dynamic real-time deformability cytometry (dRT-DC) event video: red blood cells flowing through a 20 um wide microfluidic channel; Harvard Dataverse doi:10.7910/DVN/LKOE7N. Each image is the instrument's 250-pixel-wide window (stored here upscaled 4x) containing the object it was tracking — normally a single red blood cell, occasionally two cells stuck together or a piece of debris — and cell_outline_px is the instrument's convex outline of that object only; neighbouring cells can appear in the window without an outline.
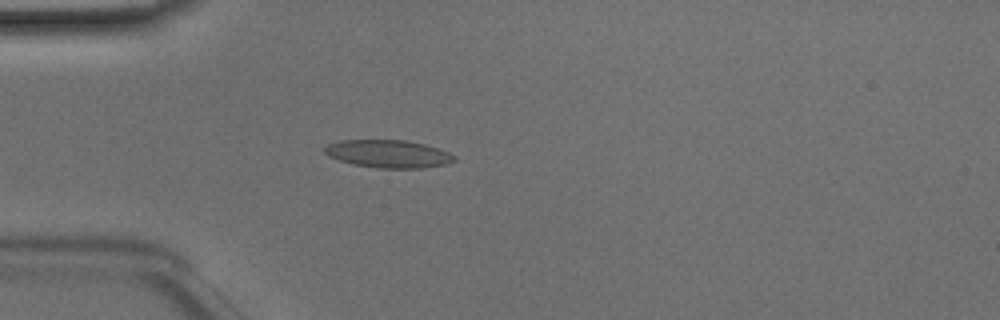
{"species": "Egyptian fruit bat (a non-hibernating species)", "species_latin": "Rousettus aegyptiacus", "temperature_condition": "room temperature", "stored_images_in_passage": 49, "camera_frame_rate_fps": 3000, "um_per_image_px": 0.085, "animal": {"sex": "male"}, "frame": {"image": 1, "passage_image": 14, "time_ms": 4.333, "image_size_px": [1000, 320], "cell_outline_px": [[456, 160], [444, 164], [420, 168], [380, 168], [352, 164], [328, 156], [324, 152], [324, 148], [328, 144], [340, 140], [404, 140], [424, 144], [448, 152], [456, 156]], "centroid_in_image_um": [32.98, 13.07], "position_along_channel_um": 52.0, "area_um2": 20.81}}
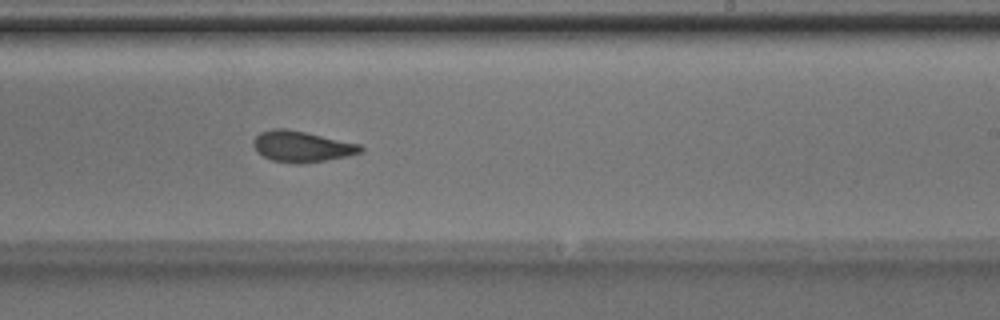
{"frame": {"image": 2, "passage_image": 30, "time_ms": 9.667, "image_size_px": [1000, 320], "cell_outline_px": [[364, 148], [360, 152], [348, 156], [324, 160], [296, 164], [272, 160], [256, 152], [252, 144], [252, 140], [260, 132], [272, 128], [284, 128], [304, 132], [360, 144]], "centroid_in_image_um": [25.6, 12.45], "position_along_channel_um": 263.4, "area_um2": 19.19}}
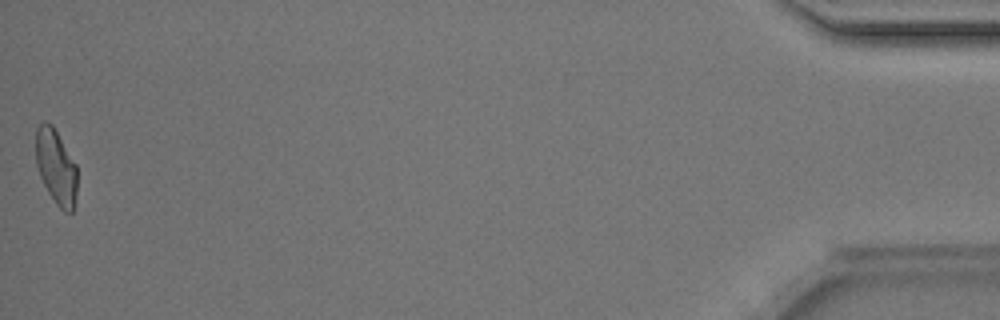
{"frame": {"image": 3, "passage_image": 49, "time_ms": 16.0, "image_size_px": [1000, 320], "cell_outline_px": [[76, 196], [72, 212], [64, 212], [56, 204], [48, 192], [40, 176], [36, 164], [36, 128], [44, 120], [52, 124], [76, 164]], "centroid_in_image_um": [4.75, 14.17], "position_along_channel_um": 430.4, "area_um2": 17.98}, "authors_computed_cell_mechanics": {"area_um2": 19.5942, "velocity_mm_per_s": 4.1522, "shape_relaxation_time_tau1_ms": 2.6638, "shape_relaxation_time_tau2_ms": 1.4879, "deformation_change_tau1": 0.1303, "deformation_change_tau2": 0.0902}}